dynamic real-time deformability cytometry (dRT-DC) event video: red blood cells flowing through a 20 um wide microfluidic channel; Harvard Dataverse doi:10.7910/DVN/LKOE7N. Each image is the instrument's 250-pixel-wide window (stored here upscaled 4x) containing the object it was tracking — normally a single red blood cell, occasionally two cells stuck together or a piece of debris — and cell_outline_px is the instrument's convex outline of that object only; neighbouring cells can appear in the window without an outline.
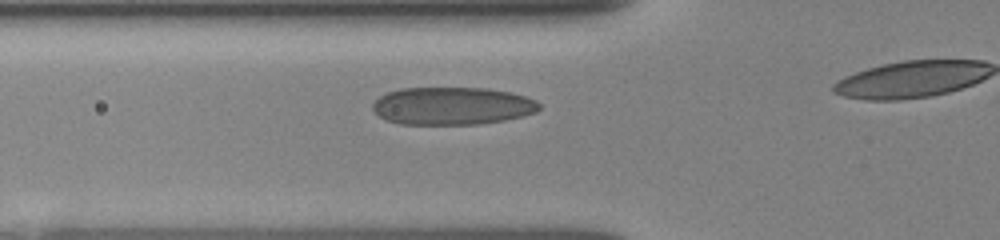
{"species": "human", "species_latin": "Homo sapiens", "temperature_condition": "room temperature", "stored_images_in_passage": 15, "camera_frame_rate_fps": 3000, "um_per_image_px": 0.085, "donor": {"sex": "female"}, "frame": {"image": 1, "passage_image": 9, "time_ms": 2.667, "image_size_px": [1000, 240], "cell_outline_px": [[540, 108], [536, 112], [504, 120], [480, 124], [400, 124], [384, 120], [372, 108], [372, 104], [380, 96], [388, 92], [400, 88], [488, 88], [508, 92], [524, 96], [536, 100], [540, 104]], "centroid_in_image_um": [38.42, 9.0], "position_along_channel_um": 87.4, "area_um2": 36.53}}
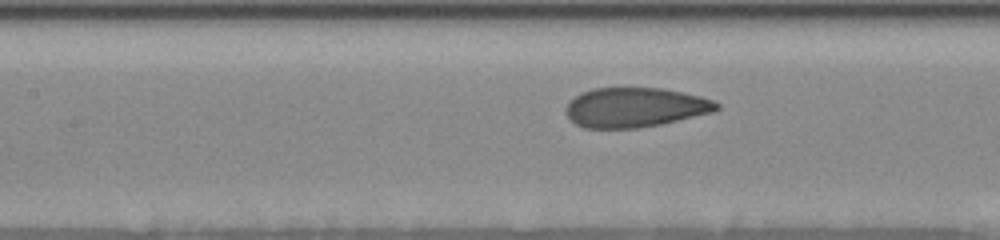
{"frame": {"image": 2, "passage_image": 13, "time_ms": 4.0, "image_size_px": [1000, 240], "cell_outline_px": [[720, 108], [716, 112], [660, 124], [636, 128], [584, 128], [576, 124], [564, 112], [564, 108], [580, 92], [592, 88], [664, 88], [684, 92], [700, 96], [712, 100], [720, 104]], "centroid_in_image_um": [54.0, 9.12], "position_along_channel_um": 153.4, "area_um2": 34.97}}